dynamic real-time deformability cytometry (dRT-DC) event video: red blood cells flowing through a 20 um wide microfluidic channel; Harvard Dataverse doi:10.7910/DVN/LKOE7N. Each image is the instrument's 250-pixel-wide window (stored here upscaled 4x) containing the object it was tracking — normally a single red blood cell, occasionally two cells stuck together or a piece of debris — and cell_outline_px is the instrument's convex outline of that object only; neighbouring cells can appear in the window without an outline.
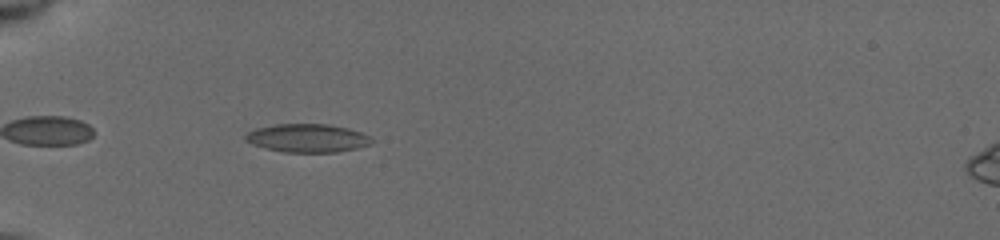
{"species": "common noctule bat (a hibernating species)", "species_latin": "Nyctalus noctula", "temperature_condition": "cold", "stored_images_in_passage": 16, "camera_frame_rate_fps": 3000, "um_per_image_px": 0.085, "animal": {"sex": "female", "body_mass_g": 19.5, "forearm_length_mm": 54.1}, "frame": {"image": 1, "passage_image": 3, "time_ms": 0.667, "image_size_px": [1000, 240], "cell_outline_px": [[372, 140], [368, 144], [356, 148], [336, 152], [284, 152], [264, 148], [252, 144], [244, 140], [244, 136], [248, 132], [256, 128], [276, 124], [328, 124], [348, 128], [360, 132], [368, 136]], "centroid_in_image_um": [26.07, 11.73], "position_along_channel_um": 58.9, "area_um2": 20.69}}
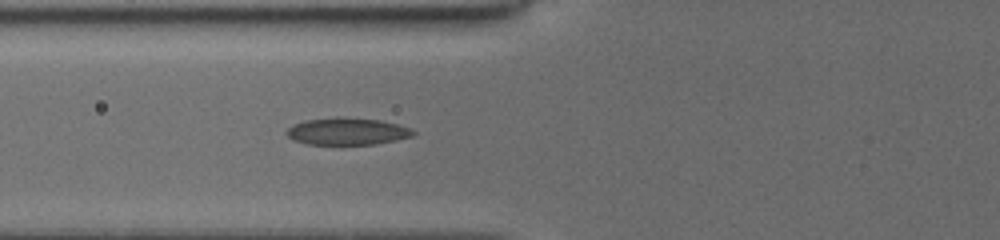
{"frame": {"image": 2, "passage_image": 12, "time_ms": 2.0, "image_size_px": [1000, 240], "cell_outline_px": [[416, 132], [412, 136], [396, 140], [376, 144], [308, 144], [292, 140], [284, 132], [292, 124], [304, 120], [336, 116], [340, 116], [380, 120], [412, 128]], "centroid_in_image_um": [29.48, 11.15], "position_along_channel_um": 96.3, "area_um2": 20.23}}